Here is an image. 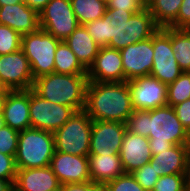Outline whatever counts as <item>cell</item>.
Segmentation results:
<instances>
[{"label":"cell","mask_w":190,"mask_h":191,"mask_svg":"<svg viewBox=\"0 0 190 191\" xmlns=\"http://www.w3.org/2000/svg\"><path fill=\"white\" fill-rule=\"evenodd\" d=\"M84 27L98 46L117 50L146 40L159 29L148 8L143 11L106 9L103 17Z\"/></svg>","instance_id":"1"},{"label":"cell","mask_w":190,"mask_h":191,"mask_svg":"<svg viewBox=\"0 0 190 191\" xmlns=\"http://www.w3.org/2000/svg\"><path fill=\"white\" fill-rule=\"evenodd\" d=\"M84 110L92 120L127 122L133 112L127 81H89Z\"/></svg>","instance_id":"2"},{"label":"cell","mask_w":190,"mask_h":191,"mask_svg":"<svg viewBox=\"0 0 190 191\" xmlns=\"http://www.w3.org/2000/svg\"><path fill=\"white\" fill-rule=\"evenodd\" d=\"M88 82L87 74L70 75L53 72L35 79L32 90L55 104L80 111L85 108Z\"/></svg>","instance_id":"3"},{"label":"cell","mask_w":190,"mask_h":191,"mask_svg":"<svg viewBox=\"0 0 190 191\" xmlns=\"http://www.w3.org/2000/svg\"><path fill=\"white\" fill-rule=\"evenodd\" d=\"M147 137L152 156L174 145L190 144L189 131L169 105L147 111Z\"/></svg>","instance_id":"4"},{"label":"cell","mask_w":190,"mask_h":191,"mask_svg":"<svg viewBox=\"0 0 190 191\" xmlns=\"http://www.w3.org/2000/svg\"><path fill=\"white\" fill-rule=\"evenodd\" d=\"M55 152L54 133L28 128L19 133L15 161L17 169L50 166Z\"/></svg>","instance_id":"5"},{"label":"cell","mask_w":190,"mask_h":191,"mask_svg":"<svg viewBox=\"0 0 190 191\" xmlns=\"http://www.w3.org/2000/svg\"><path fill=\"white\" fill-rule=\"evenodd\" d=\"M60 40L42 28L21 37V50L29 60L34 80L54 72L55 50Z\"/></svg>","instance_id":"6"},{"label":"cell","mask_w":190,"mask_h":191,"mask_svg":"<svg viewBox=\"0 0 190 191\" xmlns=\"http://www.w3.org/2000/svg\"><path fill=\"white\" fill-rule=\"evenodd\" d=\"M93 120L83 109L54 132L55 151L72 155L89 156Z\"/></svg>","instance_id":"7"},{"label":"cell","mask_w":190,"mask_h":191,"mask_svg":"<svg viewBox=\"0 0 190 191\" xmlns=\"http://www.w3.org/2000/svg\"><path fill=\"white\" fill-rule=\"evenodd\" d=\"M75 113L72 107L55 104L29 89V115L31 128L55 132Z\"/></svg>","instance_id":"8"},{"label":"cell","mask_w":190,"mask_h":191,"mask_svg":"<svg viewBox=\"0 0 190 191\" xmlns=\"http://www.w3.org/2000/svg\"><path fill=\"white\" fill-rule=\"evenodd\" d=\"M153 50L154 60L150 75L169 85L183 73L171 47V27L159 28L153 34Z\"/></svg>","instance_id":"9"},{"label":"cell","mask_w":190,"mask_h":191,"mask_svg":"<svg viewBox=\"0 0 190 191\" xmlns=\"http://www.w3.org/2000/svg\"><path fill=\"white\" fill-rule=\"evenodd\" d=\"M40 28L60 41L66 40L78 27L70 0H50L39 12Z\"/></svg>","instance_id":"10"},{"label":"cell","mask_w":190,"mask_h":191,"mask_svg":"<svg viewBox=\"0 0 190 191\" xmlns=\"http://www.w3.org/2000/svg\"><path fill=\"white\" fill-rule=\"evenodd\" d=\"M29 60L20 49L0 55V85L8 91L29 90L33 86Z\"/></svg>","instance_id":"11"},{"label":"cell","mask_w":190,"mask_h":191,"mask_svg":"<svg viewBox=\"0 0 190 191\" xmlns=\"http://www.w3.org/2000/svg\"><path fill=\"white\" fill-rule=\"evenodd\" d=\"M134 110H152L167 104V85L151 75L127 81Z\"/></svg>","instance_id":"12"},{"label":"cell","mask_w":190,"mask_h":191,"mask_svg":"<svg viewBox=\"0 0 190 191\" xmlns=\"http://www.w3.org/2000/svg\"><path fill=\"white\" fill-rule=\"evenodd\" d=\"M126 131L125 123L93 120L89 155H119Z\"/></svg>","instance_id":"13"},{"label":"cell","mask_w":190,"mask_h":191,"mask_svg":"<svg viewBox=\"0 0 190 191\" xmlns=\"http://www.w3.org/2000/svg\"><path fill=\"white\" fill-rule=\"evenodd\" d=\"M124 81L150 75L153 67V35L152 37L130 44L120 50Z\"/></svg>","instance_id":"14"},{"label":"cell","mask_w":190,"mask_h":191,"mask_svg":"<svg viewBox=\"0 0 190 191\" xmlns=\"http://www.w3.org/2000/svg\"><path fill=\"white\" fill-rule=\"evenodd\" d=\"M50 167L62 184L84 183L90 180L88 156L55 151Z\"/></svg>","instance_id":"15"},{"label":"cell","mask_w":190,"mask_h":191,"mask_svg":"<svg viewBox=\"0 0 190 191\" xmlns=\"http://www.w3.org/2000/svg\"><path fill=\"white\" fill-rule=\"evenodd\" d=\"M89 81L123 82L124 72L120 50L100 47L94 62L87 70Z\"/></svg>","instance_id":"16"},{"label":"cell","mask_w":190,"mask_h":191,"mask_svg":"<svg viewBox=\"0 0 190 191\" xmlns=\"http://www.w3.org/2000/svg\"><path fill=\"white\" fill-rule=\"evenodd\" d=\"M5 125L18 132L31 128L29 90L7 91L2 104Z\"/></svg>","instance_id":"17"},{"label":"cell","mask_w":190,"mask_h":191,"mask_svg":"<svg viewBox=\"0 0 190 191\" xmlns=\"http://www.w3.org/2000/svg\"><path fill=\"white\" fill-rule=\"evenodd\" d=\"M119 155L125 173H132L152 158L149 138L126 131Z\"/></svg>","instance_id":"18"},{"label":"cell","mask_w":190,"mask_h":191,"mask_svg":"<svg viewBox=\"0 0 190 191\" xmlns=\"http://www.w3.org/2000/svg\"><path fill=\"white\" fill-rule=\"evenodd\" d=\"M0 25H6L21 36L40 28L39 13L24 1L15 5L0 6Z\"/></svg>","instance_id":"19"},{"label":"cell","mask_w":190,"mask_h":191,"mask_svg":"<svg viewBox=\"0 0 190 191\" xmlns=\"http://www.w3.org/2000/svg\"><path fill=\"white\" fill-rule=\"evenodd\" d=\"M14 191H50L61 186L50 166L18 169Z\"/></svg>","instance_id":"20"},{"label":"cell","mask_w":190,"mask_h":191,"mask_svg":"<svg viewBox=\"0 0 190 191\" xmlns=\"http://www.w3.org/2000/svg\"><path fill=\"white\" fill-rule=\"evenodd\" d=\"M190 144L174 145L170 149L153 155L149 163L159 177L172 174H184Z\"/></svg>","instance_id":"21"},{"label":"cell","mask_w":190,"mask_h":191,"mask_svg":"<svg viewBox=\"0 0 190 191\" xmlns=\"http://www.w3.org/2000/svg\"><path fill=\"white\" fill-rule=\"evenodd\" d=\"M88 165L90 180L102 186L125 174L120 155H89Z\"/></svg>","instance_id":"22"},{"label":"cell","mask_w":190,"mask_h":191,"mask_svg":"<svg viewBox=\"0 0 190 191\" xmlns=\"http://www.w3.org/2000/svg\"><path fill=\"white\" fill-rule=\"evenodd\" d=\"M64 42L76 55L80 64L88 70L97 56L100 46L90 37L84 25H78Z\"/></svg>","instance_id":"23"},{"label":"cell","mask_w":190,"mask_h":191,"mask_svg":"<svg viewBox=\"0 0 190 191\" xmlns=\"http://www.w3.org/2000/svg\"><path fill=\"white\" fill-rule=\"evenodd\" d=\"M183 0H147V8L159 28L169 27L176 19Z\"/></svg>","instance_id":"24"},{"label":"cell","mask_w":190,"mask_h":191,"mask_svg":"<svg viewBox=\"0 0 190 191\" xmlns=\"http://www.w3.org/2000/svg\"><path fill=\"white\" fill-rule=\"evenodd\" d=\"M54 72L70 75L87 74V70L64 41H60L55 50Z\"/></svg>","instance_id":"25"},{"label":"cell","mask_w":190,"mask_h":191,"mask_svg":"<svg viewBox=\"0 0 190 191\" xmlns=\"http://www.w3.org/2000/svg\"><path fill=\"white\" fill-rule=\"evenodd\" d=\"M171 47L183 72H190V29L171 28Z\"/></svg>","instance_id":"26"},{"label":"cell","mask_w":190,"mask_h":191,"mask_svg":"<svg viewBox=\"0 0 190 191\" xmlns=\"http://www.w3.org/2000/svg\"><path fill=\"white\" fill-rule=\"evenodd\" d=\"M79 25H85L103 17L107 5L101 0H70Z\"/></svg>","instance_id":"27"},{"label":"cell","mask_w":190,"mask_h":191,"mask_svg":"<svg viewBox=\"0 0 190 191\" xmlns=\"http://www.w3.org/2000/svg\"><path fill=\"white\" fill-rule=\"evenodd\" d=\"M190 99V72H183L174 82L167 85V104L174 106Z\"/></svg>","instance_id":"28"},{"label":"cell","mask_w":190,"mask_h":191,"mask_svg":"<svg viewBox=\"0 0 190 191\" xmlns=\"http://www.w3.org/2000/svg\"><path fill=\"white\" fill-rule=\"evenodd\" d=\"M21 35L6 25H0V55L21 49Z\"/></svg>","instance_id":"29"},{"label":"cell","mask_w":190,"mask_h":191,"mask_svg":"<svg viewBox=\"0 0 190 191\" xmlns=\"http://www.w3.org/2000/svg\"><path fill=\"white\" fill-rule=\"evenodd\" d=\"M103 187L104 191H146L131 173L118 176L115 180L107 182Z\"/></svg>","instance_id":"30"},{"label":"cell","mask_w":190,"mask_h":191,"mask_svg":"<svg viewBox=\"0 0 190 191\" xmlns=\"http://www.w3.org/2000/svg\"><path fill=\"white\" fill-rule=\"evenodd\" d=\"M19 133L7 125L0 128V153L15 157Z\"/></svg>","instance_id":"31"},{"label":"cell","mask_w":190,"mask_h":191,"mask_svg":"<svg viewBox=\"0 0 190 191\" xmlns=\"http://www.w3.org/2000/svg\"><path fill=\"white\" fill-rule=\"evenodd\" d=\"M131 174L146 191H152L155 183L160 178L150 163L134 170Z\"/></svg>","instance_id":"32"},{"label":"cell","mask_w":190,"mask_h":191,"mask_svg":"<svg viewBox=\"0 0 190 191\" xmlns=\"http://www.w3.org/2000/svg\"><path fill=\"white\" fill-rule=\"evenodd\" d=\"M184 174L161 176L155 183L152 191H184Z\"/></svg>","instance_id":"33"},{"label":"cell","mask_w":190,"mask_h":191,"mask_svg":"<svg viewBox=\"0 0 190 191\" xmlns=\"http://www.w3.org/2000/svg\"><path fill=\"white\" fill-rule=\"evenodd\" d=\"M127 131L147 137V110H133L126 122Z\"/></svg>","instance_id":"34"},{"label":"cell","mask_w":190,"mask_h":191,"mask_svg":"<svg viewBox=\"0 0 190 191\" xmlns=\"http://www.w3.org/2000/svg\"><path fill=\"white\" fill-rule=\"evenodd\" d=\"M17 170L15 157L0 153V179L10 180L14 183Z\"/></svg>","instance_id":"35"},{"label":"cell","mask_w":190,"mask_h":191,"mask_svg":"<svg viewBox=\"0 0 190 191\" xmlns=\"http://www.w3.org/2000/svg\"><path fill=\"white\" fill-rule=\"evenodd\" d=\"M106 9L121 11H143L147 8V0H109Z\"/></svg>","instance_id":"36"},{"label":"cell","mask_w":190,"mask_h":191,"mask_svg":"<svg viewBox=\"0 0 190 191\" xmlns=\"http://www.w3.org/2000/svg\"><path fill=\"white\" fill-rule=\"evenodd\" d=\"M177 29H190V0H183L177 19L169 26Z\"/></svg>","instance_id":"37"},{"label":"cell","mask_w":190,"mask_h":191,"mask_svg":"<svg viewBox=\"0 0 190 191\" xmlns=\"http://www.w3.org/2000/svg\"><path fill=\"white\" fill-rule=\"evenodd\" d=\"M173 108L179 121L190 133V99H187L180 104L174 105Z\"/></svg>","instance_id":"38"},{"label":"cell","mask_w":190,"mask_h":191,"mask_svg":"<svg viewBox=\"0 0 190 191\" xmlns=\"http://www.w3.org/2000/svg\"><path fill=\"white\" fill-rule=\"evenodd\" d=\"M62 191H104V187L92 181H87L84 183L62 184Z\"/></svg>","instance_id":"39"},{"label":"cell","mask_w":190,"mask_h":191,"mask_svg":"<svg viewBox=\"0 0 190 191\" xmlns=\"http://www.w3.org/2000/svg\"><path fill=\"white\" fill-rule=\"evenodd\" d=\"M31 9L38 13L49 3L50 0H23Z\"/></svg>","instance_id":"40"},{"label":"cell","mask_w":190,"mask_h":191,"mask_svg":"<svg viewBox=\"0 0 190 191\" xmlns=\"http://www.w3.org/2000/svg\"><path fill=\"white\" fill-rule=\"evenodd\" d=\"M185 190L190 191V145L186 159V167L184 171Z\"/></svg>","instance_id":"41"},{"label":"cell","mask_w":190,"mask_h":191,"mask_svg":"<svg viewBox=\"0 0 190 191\" xmlns=\"http://www.w3.org/2000/svg\"><path fill=\"white\" fill-rule=\"evenodd\" d=\"M14 183L10 180L0 179V191H14Z\"/></svg>","instance_id":"42"},{"label":"cell","mask_w":190,"mask_h":191,"mask_svg":"<svg viewBox=\"0 0 190 191\" xmlns=\"http://www.w3.org/2000/svg\"><path fill=\"white\" fill-rule=\"evenodd\" d=\"M23 0H0V6L4 5H15L21 3Z\"/></svg>","instance_id":"43"},{"label":"cell","mask_w":190,"mask_h":191,"mask_svg":"<svg viewBox=\"0 0 190 191\" xmlns=\"http://www.w3.org/2000/svg\"><path fill=\"white\" fill-rule=\"evenodd\" d=\"M7 91H0V110H2V104Z\"/></svg>","instance_id":"44"},{"label":"cell","mask_w":190,"mask_h":191,"mask_svg":"<svg viewBox=\"0 0 190 191\" xmlns=\"http://www.w3.org/2000/svg\"><path fill=\"white\" fill-rule=\"evenodd\" d=\"M4 125H5L4 115H3L2 110H0V128H2Z\"/></svg>","instance_id":"45"},{"label":"cell","mask_w":190,"mask_h":191,"mask_svg":"<svg viewBox=\"0 0 190 191\" xmlns=\"http://www.w3.org/2000/svg\"><path fill=\"white\" fill-rule=\"evenodd\" d=\"M50 191H62V185H61L60 187H58V188H56V189H52V190H50Z\"/></svg>","instance_id":"46"},{"label":"cell","mask_w":190,"mask_h":191,"mask_svg":"<svg viewBox=\"0 0 190 191\" xmlns=\"http://www.w3.org/2000/svg\"><path fill=\"white\" fill-rule=\"evenodd\" d=\"M0 91H8V90L2 88L1 85H0Z\"/></svg>","instance_id":"47"},{"label":"cell","mask_w":190,"mask_h":191,"mask_svg":"<svg viewBox=\"0 0 190 191\" xmlns=\"http://www.w3.org/2000/svg\"><path fill=\"white\" fill-rule=\"evenodd\" d=\"M101 1L104 2L105 4L109 2V0H101Z\"/></svg>","instance_id":"48"}]
</instances>
